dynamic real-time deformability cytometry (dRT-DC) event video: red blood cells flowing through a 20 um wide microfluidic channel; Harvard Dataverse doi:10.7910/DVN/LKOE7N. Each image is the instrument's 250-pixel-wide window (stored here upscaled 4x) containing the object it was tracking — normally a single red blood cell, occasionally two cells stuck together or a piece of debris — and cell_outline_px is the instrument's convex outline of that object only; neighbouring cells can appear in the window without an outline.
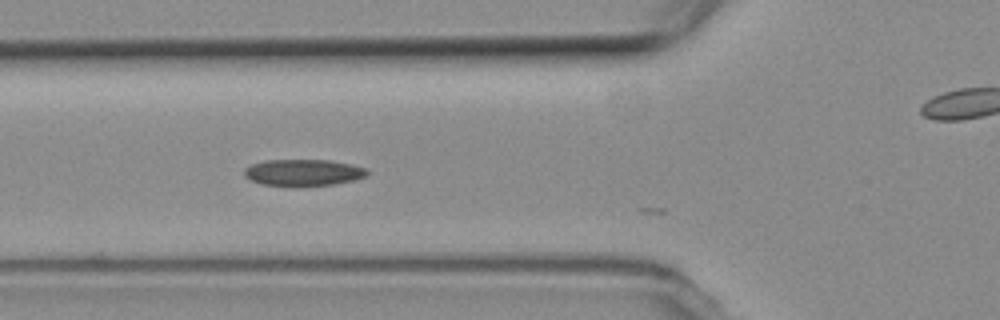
{"species": "common noctule bat (a hibernating species)", "species_latin": "Nyctalus noctula", "temperature_condition": "room temperature", "stored_images_in_passage": 7, "camera_frame_rate_fps": 3000, "um_per_image_px": 0.085, "animal": {"sex": "female", "body_mass_g": 19.3, "forearm_length_mm": 54.1}, "frame": {"image": 1, "passage_image": 4, "time_ms": 1.0, "image_size_px": [1000, 320], "cell_outline_px": [[368, 176], [356, 180], [332, 184], [296, 188], [292, 188], [260, 184], [248, 180], [244, 176], [244, 168], [252, 164], [264, 160], [332, 160], [352, 164], [368, 168]], "centroid_in_image_um": [25.77, 14.69], "position_along_channel_um": 100.0, "area_um2": 19.88}}